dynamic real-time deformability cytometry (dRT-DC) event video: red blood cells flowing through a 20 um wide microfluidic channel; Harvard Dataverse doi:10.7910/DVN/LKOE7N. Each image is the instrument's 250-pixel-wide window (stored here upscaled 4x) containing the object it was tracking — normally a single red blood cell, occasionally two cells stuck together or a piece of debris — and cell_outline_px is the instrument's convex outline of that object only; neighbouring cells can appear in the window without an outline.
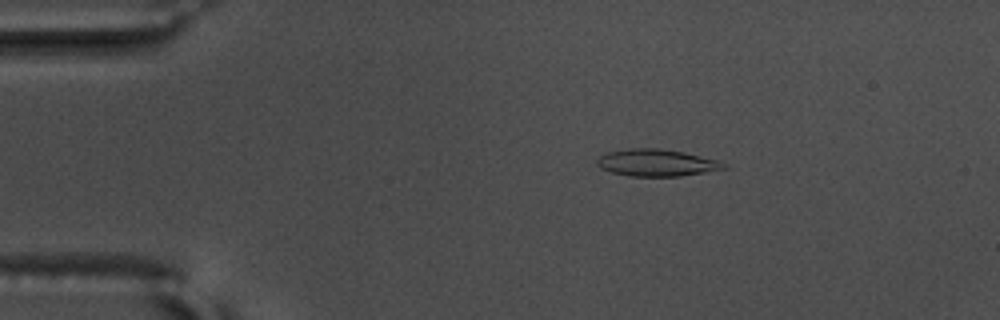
{"species": "common noctule bat (a hibernating species)", "species_latin": "Nyctalus noctula", "temperature_condition": "warm", "stored_images_in_passage": 57, "camera_frame_rate_fps": 3000, "um_per_image_px": 0.085, "animal": {"sex": "male", "body_mass_g": 17.5, "forearm_length_mm": 52.3}, "frame": {"image": 1, "passage_image": 11, "time_ms": 3.333, "image_size_px": [1000, 320], "cell_outline_px": [[728, 168], [680, 176], [632, 176], [612, 172], [600, 168], [596, 164], [596, 160], [604, 152], [632, 148], [656, 148], [684, 152], [716, 160], [728, 164]], "centroid_in_image_um": [55.78, 13.83], "position_along_channel_um": 29.2, "area_um2": 19.88}}
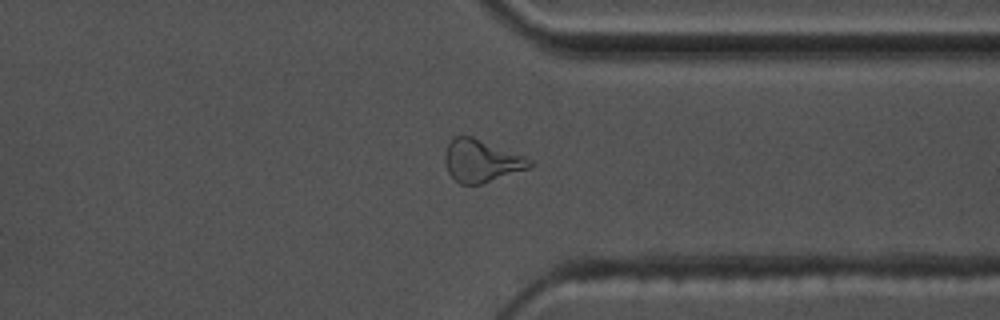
{"frame": {"image": 2, "passage_image": 44, "time_ms": 14.333, "image_size_px": [1000, 320], "cell_outline_px": [[536, 164], [528, 168], [480, 184], [460, 184], [448, 172], [444, 160], [444, 156], [448, 144], [456, 136], [472, 136], [524, 156], [532, 160]], "centroid_in_image_um": [40.91, 13.67], "position_along_channel_um": 370.5, "area_um2": 20.63}}
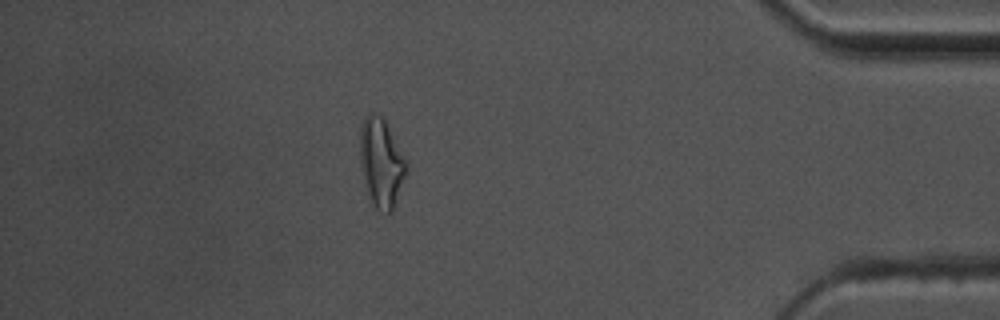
{"frame": {"image": 3, "passage_image": 50, "time_ms": 16.333, "image_size_px": [1000, 320], "cell_outline_px": [[408, 172], [392, 212], [380, 212], [372, 208], [364, 184], [360, 164], [360, 124], [372, 112], [376, 112], [384, 116], [408, 164]], "centroid_in_image_um": [32.41, 13.86], "position_along_channel_um": 402.8, "area_um2": 24.74}, "authors_computed_cell_mechanics": {"area_um2": 19.363, "velocity_mm_per_s": 3.6515, "shape_relaxation_time_tau1_ms": 11.3211, "shape_relaxation_time_tau2_ms": 4.6086, "deformation_change_tau1": 0.2885, "deformation_change_tau2": 0.1569}}